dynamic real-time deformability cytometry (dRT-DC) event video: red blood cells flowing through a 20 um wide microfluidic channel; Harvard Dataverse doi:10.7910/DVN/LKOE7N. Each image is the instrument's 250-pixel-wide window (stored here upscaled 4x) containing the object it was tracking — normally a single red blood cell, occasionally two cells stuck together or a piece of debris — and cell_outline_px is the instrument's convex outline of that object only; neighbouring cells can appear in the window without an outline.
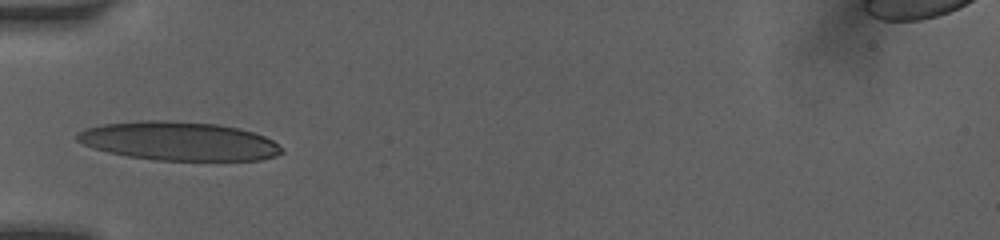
{"species": "human", "species_latin": "Homo sapiens", "temperature_condition": "room temperature", "stored_images_in_passage": 30, "camera_frame_rate_fps": 3000, "um_per_image_px": 0.085, "donor": {"sex": "female"}, "frame": {"image": 1, "passage_image": 1, "time_ms": 0.0, "image_size_px": [1000, 240], "cell_outline_px": [[284, 152], [276, 156], [260, 160], [156, 160], [128, 156], [108, 152], [84, 144], [76, 140], [76, 136], [84, 128], [104, 124], [140, 120], [164, 120], [220, 124], [240, 128], [264, 136], [272, 140]], "centroid_in_image_um": [15.21, 11.99], "position_along_channel_um": 69.8, "area_um2": 46.01}}
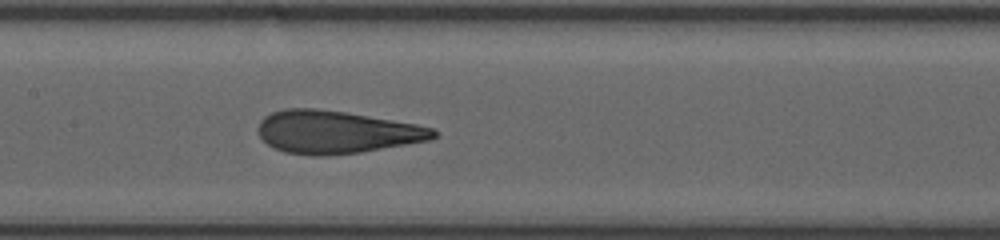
{"frame": {"image": 2, "passage_image": 11, "time_ms": 2.667, "image_size_px": [1000, 240], "cell_outline_px": [[440, 132], [436, 136], [428, 140], [360, 152], [324, 156], [312, 156], [284, 152], [268, 144], [260, 136], [256, 128], [260, 120], [264, 116], [272, 112], [284, 108], [316, 108], [348, 112], [416, 124], [432, 128]], "centroid_in_image_um": [28.54, 11.21], "position_along_channel_um": 178.9, "area_um2": 43.75}}
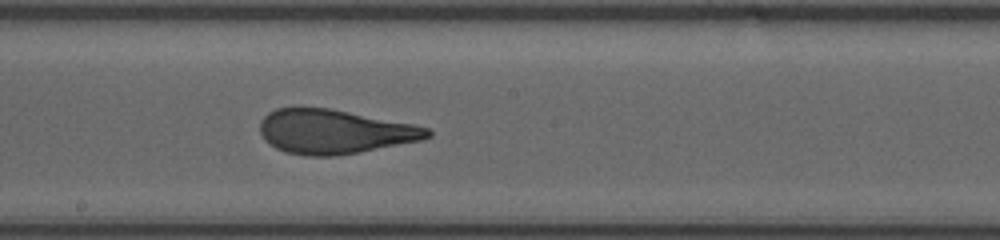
{"frame": {"image": 3, "passage_image": 16, "time_ms": 3.667, "image_size_px": [1000, 240], "cell_outline_px": [[432, 136], [420, 140], [360, 152], [336, 156], [308, 156], [284, 152], [276, 148], [260, 132], [260, 120], [268, 112], [276, 108], [328, 108], [412, 124], [428, 128], [432, 132]], "centroid_in_image_um": [28.41, 11.19], "position_along_channel_um": 219.8, "area_um2": 42.71}}